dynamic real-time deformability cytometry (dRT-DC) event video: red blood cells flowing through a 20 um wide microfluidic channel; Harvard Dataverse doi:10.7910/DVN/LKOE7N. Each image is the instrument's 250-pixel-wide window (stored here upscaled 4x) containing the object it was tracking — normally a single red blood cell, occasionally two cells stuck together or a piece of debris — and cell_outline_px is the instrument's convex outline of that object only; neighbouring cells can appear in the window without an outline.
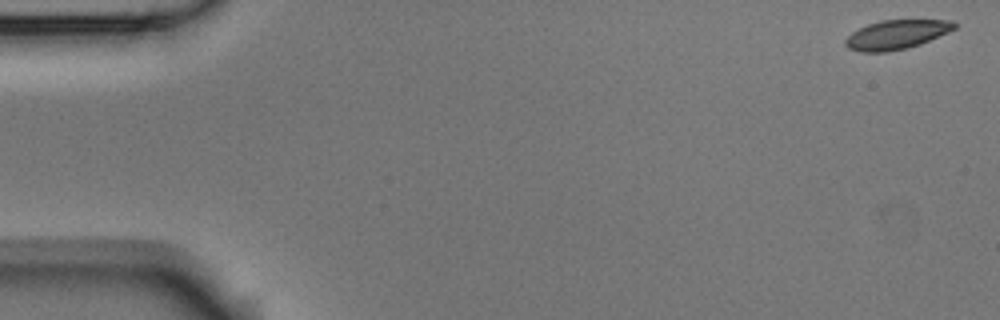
{"species": "Egyptian fruit bat (a non-hibernating species)", "species_latin": "Rousettus aegyptiacus", "temperature_condition": "room temperature", "stored_images_in_passage": 53, "camera_frame_rate_fps": 3000, "um_per_image_px": 0.085, "animal": {"sex": "male"}, "frame": {"image": 1, "passage_image": 1, "time_ms": 0.0, "image_size_px": [1000, 320], "cell_outline_px": [[956, 28], [948, 32], [920, 44], [908, 48], [888, 52], [860, 52], [848, 48], [844, 44], [844, 40], [852, 32], [868, 24], [880, 20], [952, 20], [956, 24]], "centroid_in_image_um": [76.18, 2.95], "position_along_channel_um": 8.8, "area_um2": 18.55}}
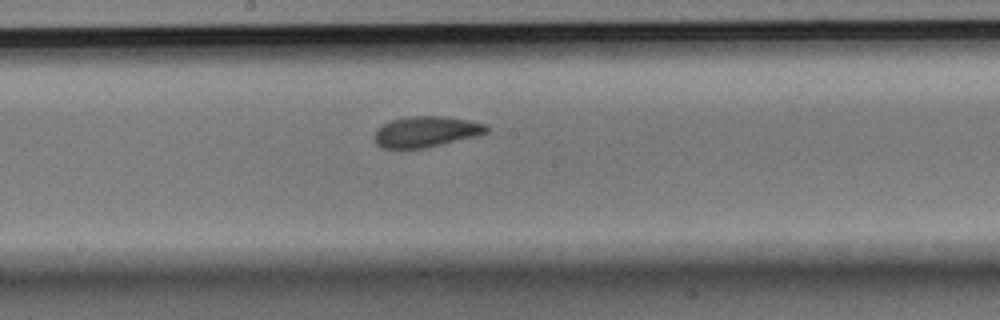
{"frame": {"image": 2, "passage_image": 28, "time_ms": 9.0, "image_size_px": [1000, 320], "cell_outline_px": [[488, 132], [476, 136], [424, 148], [384, 148], [376, 144], [372, 136], [376, 128], [392, 120], [408, 116], [444, 116], [468, 120], [484, 124], [488, 128]], "centroid_in_image_um": [36.16, 11.19], "position_along_channel_um": 212.0, "area_um2": 20.06}}
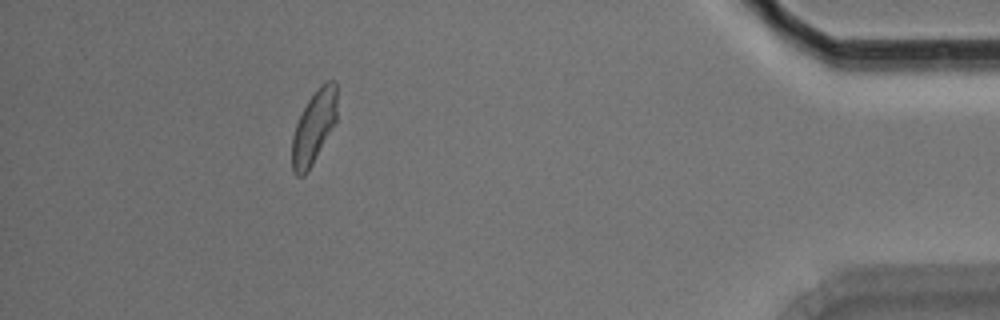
{"frame": {"image": 3, "passage_image": 48, "time_ms": 15.667, "image_size_px": [1000, 320], "cell_outline_px": [[336, 120], [308, 172], [304, 176], [296, 176], [292, 168], [292, 136], [296, 124], [308, 100], [320, 84], [324, 80], [332, 80], [336, 84]], "centroid_in_image_um": [26.66, 10.8], "position_along_channel_um": 408.5, "area_um2": 18.9}, "authors_computed_cell_mechanics": {"area_um2": 19.7676, "velocity_mm_per_s": 3.7537, "shape_relaxation_time_tau1_ms": 5.6563, "shape_relaxation_time_tau2_ms": 2.868, "deformation_change_tau1": 0.132, "deformation_change_tau2": 0.0807}}